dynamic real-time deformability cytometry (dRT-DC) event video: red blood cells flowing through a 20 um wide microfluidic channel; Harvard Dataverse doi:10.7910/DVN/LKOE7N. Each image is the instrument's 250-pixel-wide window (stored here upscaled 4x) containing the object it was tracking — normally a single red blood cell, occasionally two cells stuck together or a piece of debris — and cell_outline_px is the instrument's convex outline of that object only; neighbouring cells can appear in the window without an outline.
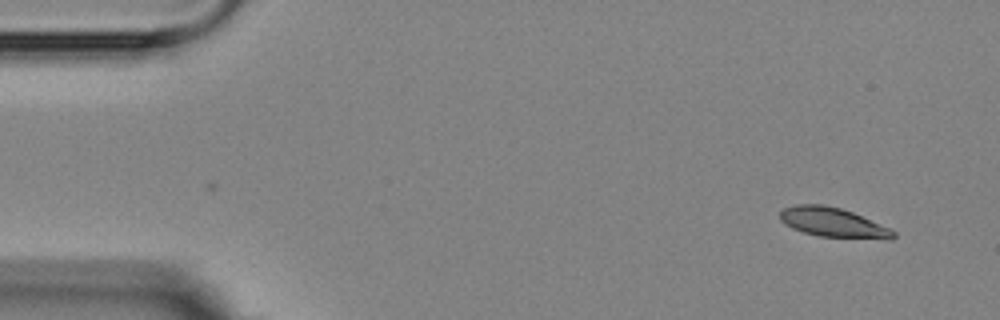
{"species": "Egyptian fruit bat (a non-hibernating species)", "species_latin": "Rousettus aegyptiacus", "temperature_condition": "room temperature", "stored_images_in_passage": 2, "camera_frame_rate_fps": 3000, "um_per_image_px": 0.085, "animal": {"sex": "female"}, "frame": {"image": 1, "passage_image": 2, "time_ms": 1.0, "image_size_px": [1000, 320], "cell_outline_px": [[896, 236], [892, 240], [888, 240], [820, 236], [804, 232], [792, 228], [784, 224], [780, 220], [780, 212], [784, 208], [796, 204], [824, 204], [840, 208], [852, 212], [888, 228], [896, 232]], "centroid_in_image_um": [70.81, 18.92], "position_along_channel_um": 14.2, "area_um2": 19.48}}